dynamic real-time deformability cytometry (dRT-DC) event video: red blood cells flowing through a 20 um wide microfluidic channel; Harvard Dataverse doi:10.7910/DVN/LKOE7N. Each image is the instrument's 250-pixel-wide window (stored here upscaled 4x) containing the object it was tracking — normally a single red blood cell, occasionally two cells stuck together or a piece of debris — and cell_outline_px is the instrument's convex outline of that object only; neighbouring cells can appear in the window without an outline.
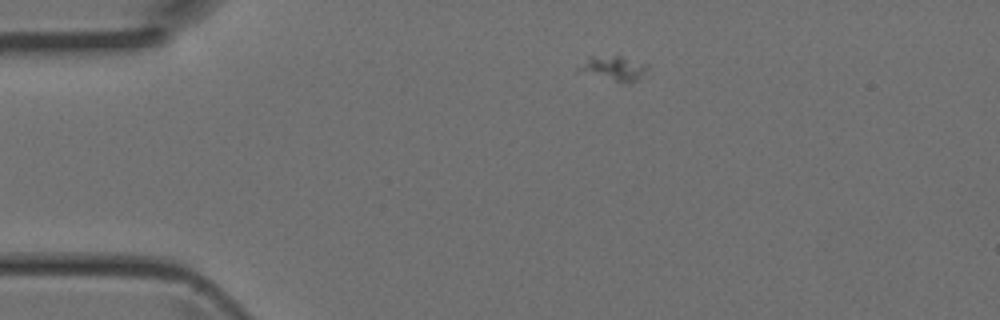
{"species": "Egyptian fruit bat (a non-hibernating species)", "species_latin": "Rousettus aegyptiacus", "temperature_condition": "room temperature", "stored_images_in_passage": 6, "camera_frame_rate_fps": 3000, "um_per_image_px": 0.085, "animal": {"sex": "female"}, "frame": {"image": 1, "passage_image": 2, "time_ms": 0.333, "image_size_px": [1000, 320], "cell_outline_px": [[648, 68], [636, 80], [628, 84], [576, 72], [576, 68], [588, 56], [620, 56], [648, 64]], "centroid_in_image_um": [52.08, 5.81], "position_along_channel_um": 32.9, "area_um2": 10.0}}